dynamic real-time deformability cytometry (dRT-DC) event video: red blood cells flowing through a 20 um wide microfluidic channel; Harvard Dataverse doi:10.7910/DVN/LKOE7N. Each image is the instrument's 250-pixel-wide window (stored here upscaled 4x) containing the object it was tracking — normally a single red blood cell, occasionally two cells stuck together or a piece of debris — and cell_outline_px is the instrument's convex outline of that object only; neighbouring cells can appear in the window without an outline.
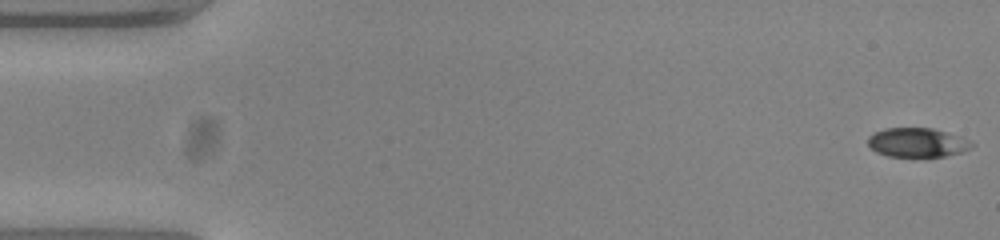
{"species": "common noctule bat (a hibernating species)", "species_latin": "Nyctalus noctula", "temperature_condition": "warm", "stored_images_in_passage": 51, "camera_frame_rate_fps": 3000, "um_per_image_px": 0.085, "animal": {"sex": "female", "body_mass_g": 23.0, "forearm_length_mm": 53.4}, "frame": {"image": 1, "passage_image": 1, "time_ms": 0.0, "image_size_px": [1000, 240], "cell_outline_px": [[976, 144], [972, 148], [960, 152], [944, 156], [888, 156], [876, 152], [868, 144], [868, 136], [884, 128], [932, 128], [948, 132], [960, 136]], "centroid_in_image_um": [77.99, 12.1], "position_along_channel_um": 7.0, "area_um2": 17.57}}
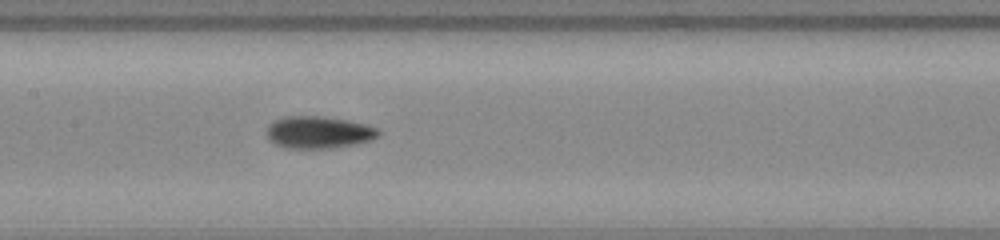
{"frame": {"image": 2, "passage_image": 26, "time_ms": 8.333, "image_size_px": [1000, 240], "cell_outline_px": [[380, 132], [376, 136], [368, 140], [352, 144], [328, 148], [284, 148], [268, 140], [264, 132], [268, 124], [284, 116], [324, 116], [348, 120], [364, 124], [376, 128]], "centroid_in_image_um": [26.97, 11.23], "position_along_channel_um": 180.4, "area_um2": 20.87}}
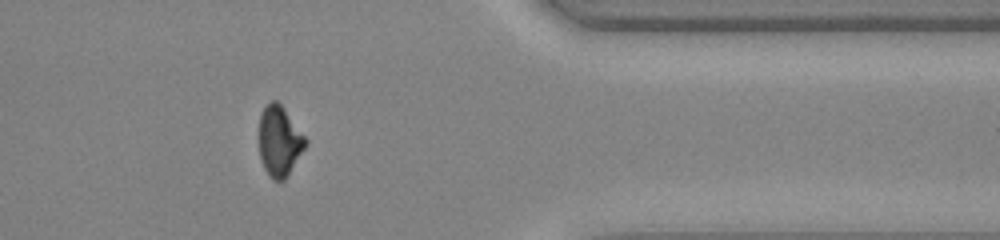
{"frame": {"image": 3, "passage_image": 44, "time_ms": 14.333, "image_size_px": [1000, 240], "cell_outline_px": [[308, 144], [284, 180], [272, 180], [268, 176], [264, 168], [260, 156], [260, 116], [264, 108], [272, 100], [276, 100], [284, 108], [308, 140]], "centroid_in_image_um": [23.77, 12.01], "position_along_channel_um": 387.6, "area_um2": 18.84}}